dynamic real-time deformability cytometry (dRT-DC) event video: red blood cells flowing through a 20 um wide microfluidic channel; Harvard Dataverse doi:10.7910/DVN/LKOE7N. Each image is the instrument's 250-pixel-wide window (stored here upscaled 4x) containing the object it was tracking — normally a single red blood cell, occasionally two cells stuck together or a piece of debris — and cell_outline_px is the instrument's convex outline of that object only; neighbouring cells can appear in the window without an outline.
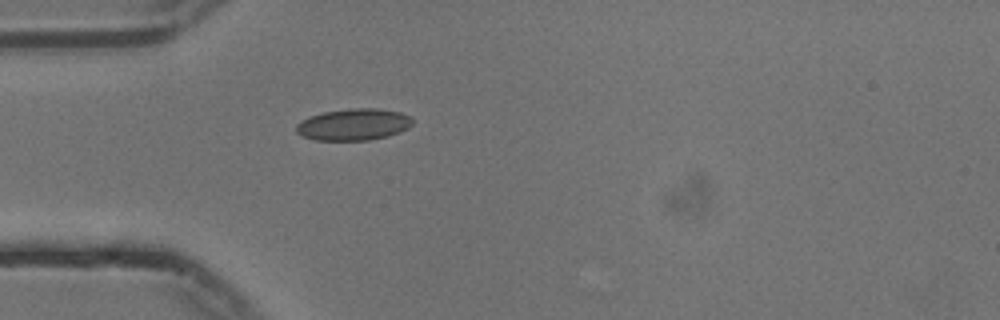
{"species": "common noctule bat (a hibernating species)", "species_latin": "Nyctalus noctula", "temperature_condition": "cold", "stored_images_in_passage": 7, "camera_frame_rate_fps": 3000, "um_per_image_px": 0.085, "animal": {"sex": "male", "body_mass_g": 13.3}, "frame": {"image": 1, "passage_image": 1, "time_ms": 0.0, "image_size_px": [1000, 320], "cell_outline_px": [[412, 124], [408, 128], [400, 132], [388, 136], [368, 140], [316, 140], [304, 136], [296, 132], [296, 124], [300, 120], [324, 112], [352, 108], [376, 108], [400, 112], [412, 116]], "centroid_in_image_um": [30.08, 10.58], "position_along_channel_um": 54.9, "area_um2": 21.44}}
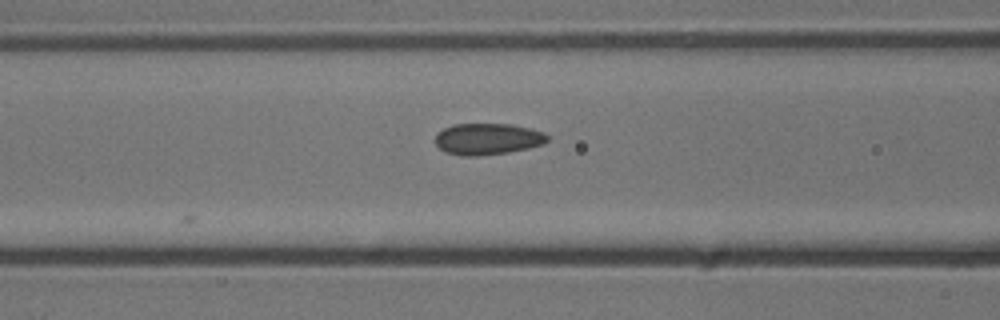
{"frame": {"image": 2, "passage_image": 7, "time_ms": 2.0, "image_size_px": [1000, 320], "cell_outline_px": [[548, 140], [544, 144], [528, 148], [508, 152], [476, 156], [460, 156], [448, 152], [440, 148], [436, 144], [436, 136], [444, 128], [452, 124], [512, 124], [532, 128], [544, 132], [548, 136]], "centroid_in_image_um": [41.49, 11.8], "position_along_channel_um": 125.1, "area_um2": 20.52}}